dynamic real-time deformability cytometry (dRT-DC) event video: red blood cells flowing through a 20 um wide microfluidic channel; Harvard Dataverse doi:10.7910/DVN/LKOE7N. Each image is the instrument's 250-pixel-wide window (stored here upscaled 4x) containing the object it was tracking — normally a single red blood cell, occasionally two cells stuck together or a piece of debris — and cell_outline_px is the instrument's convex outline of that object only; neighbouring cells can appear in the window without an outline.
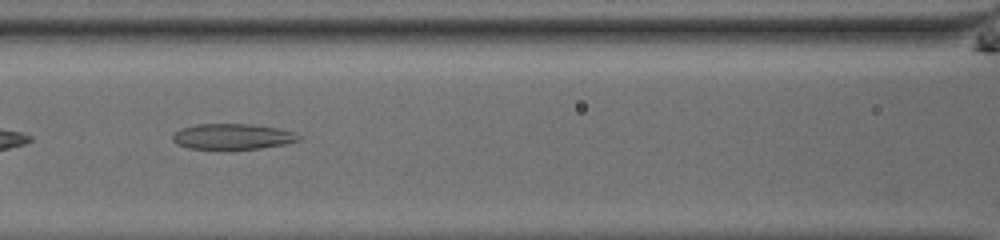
{"species": "common noctule bat (a hibernating species)", "species_latin": "Nyctalus noctula", "temperature_condition": "room temperature", "stored_images_in_passage": 30, "camera_frame_rate_fps": 3000, "um_per_image_px": 0.085, "animal": {"sex": "male", "body_mass_g": 13.0, "forearm_length_mm": 53.1}, "frame": {"image": 1, "passage_image": 7, "time_ms": 2.0, "image_size_px": [1000, 240], "cell_outline_px": [[300, 140], [284, 144], [260, 148], [188, 148], [176, 144], [172, 140], [172, 136], [180, 128], [196, 124], [252, 124], [276, 128], [292, 132], [300, 136]], "centroid_in_image_um": [19.72, 11.59], "position_along_channel_um": 146.9, "area_um2": 18.5}}
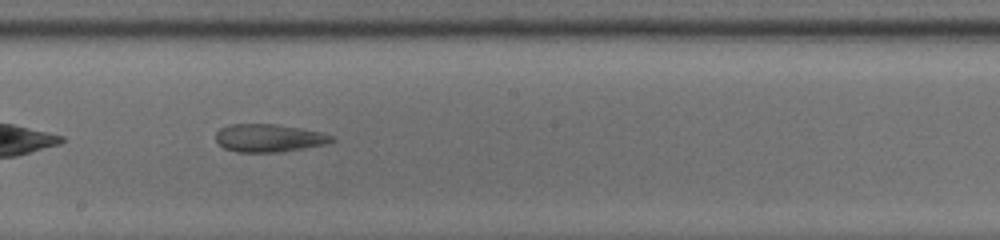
{"frame": {"image": 2, "passage_image": 13, "time_ms": 4.0, "image_size_px": [1000, 240], "cell_outline_px": [[336, 140], [324, 144], [280, 152], [236, 152], [224, 148], [216, 140], [216, 132], [220, 128], [228, 124], [276, 124], [324, 132], [336, 136]], "centroid_in_image_um": [22.88, 11.72], "position_along_channel_um": 225.3, "area_um2": 18.96}}
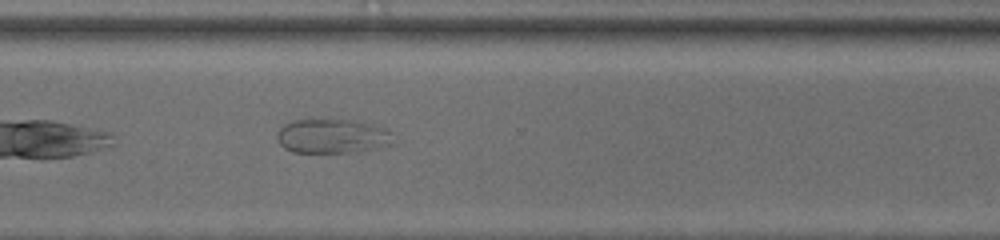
{"frame": {"image": 3, "passage_image": 22, "time_ms": 7.0, "image_size_px": [1000, 240], "cell_outline_px": [[396, 144], [384, 148], [360, 152], [292, 152], [284, 148], [276, 140], [276, 132], [284, 124], [292, 120], [332, 116], [372, 124], [388, 128], [392, 132]], "centroid_in_image_um": [28.31, 11.54], "position_along_channel_um": 342.3, "area_um2": 24.8}}